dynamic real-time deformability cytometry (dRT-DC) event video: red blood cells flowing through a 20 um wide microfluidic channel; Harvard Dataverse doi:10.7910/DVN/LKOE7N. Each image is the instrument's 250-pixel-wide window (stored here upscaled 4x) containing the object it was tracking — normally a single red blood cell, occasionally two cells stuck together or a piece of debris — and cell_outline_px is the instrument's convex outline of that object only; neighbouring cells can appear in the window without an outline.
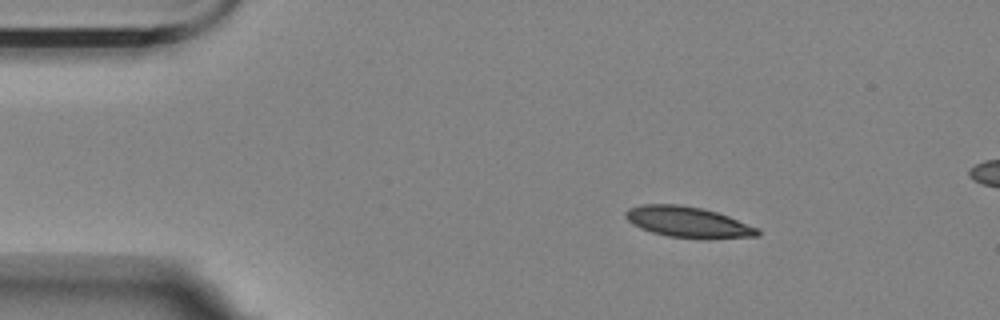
{"species": "Egyptian fruit bat (a non-hibernating species)", "species_latin": "Rousettus aegyptiacus", "temperature_condition": "room temperature", "stored_images_in_passage": 3, "camera_frame_rate_fps": 3000, "um_per_image_px": 0.085, "animal": {"sex": "female"}, "frame": {"image": 1, "passage_image": 2, "time_ms": 1.0, "image_size_px": [1000, 320], "cell_outline_px": [[760, 236], [708, 240], [668, 236], [652, 232], [640, 228], [632, 224], [624, 216], [624, 212], [628, 208], [644, 204], [680, 204], [700, 208], [716, 212], [728, 216], [760, 228]], "centroid_in_image_um": [58.52, 18.9], "position_along_channel_um": 26.5, "area_um2": 24.1}}